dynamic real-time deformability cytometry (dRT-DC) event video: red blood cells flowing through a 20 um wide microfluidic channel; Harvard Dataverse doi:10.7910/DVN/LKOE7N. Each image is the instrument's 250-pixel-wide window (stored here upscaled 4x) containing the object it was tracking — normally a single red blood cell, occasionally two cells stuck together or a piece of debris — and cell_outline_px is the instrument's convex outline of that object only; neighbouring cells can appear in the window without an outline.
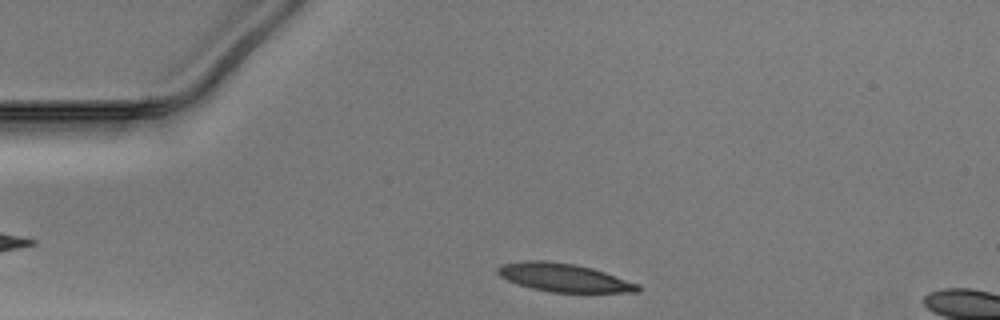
{"species": "Egyptian fruit bat (a non-hibernating species)", "species_latin": "Rousettus aegyptiacus", "temperature_condition": "warm", "stored_images_in_passage": 31, "camera_frame_rate_fps": 3000, "um_per_image_px": 0.085, "animal": {"sex": "male"}, "frame": {"image": 1, "passage_image": 2, "time_ms": 0.333, "image_size_px": [1000, 320], "cell_outline_px": [[640, 292], [552, 292], [532, 288], [508, 280], [500, 276], [496, 272], [496, 268], [504, 264], [528, 260], [548, 260], [576, 264], [592, 268], [640, 284]], "centroid_in_image_um": [47.95, 23.59], "position_along_channel_um": 37.1, "area_um2": 22.95}}
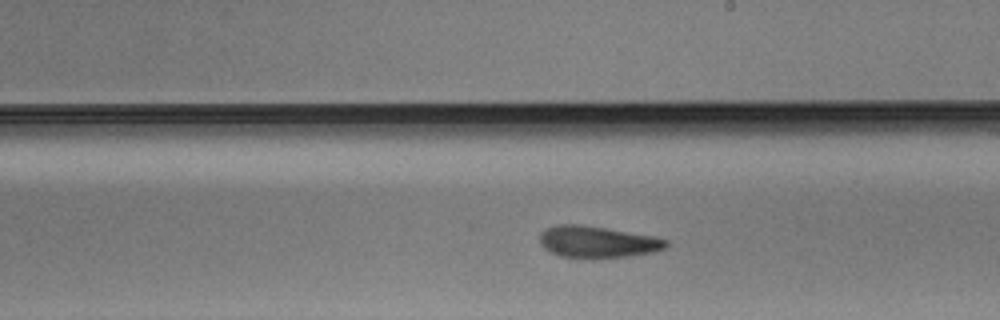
{"frame": {"image": 2, "passage_image": 20, "time_ms": 6.333, "image_size_px": [1000, 320], "cell_outline_px": [[668, 248], [652, 252], [632, 256], [560, 256], [544, 248], [540, 244], [540, 232], [544, 228], [556, 224], [580, 224], [652, 236], [668, 240]], "centroid_in_image_um": [50.77, 20.53], "position_along_channel_um": 238.2, "area_um2": 22.77}}
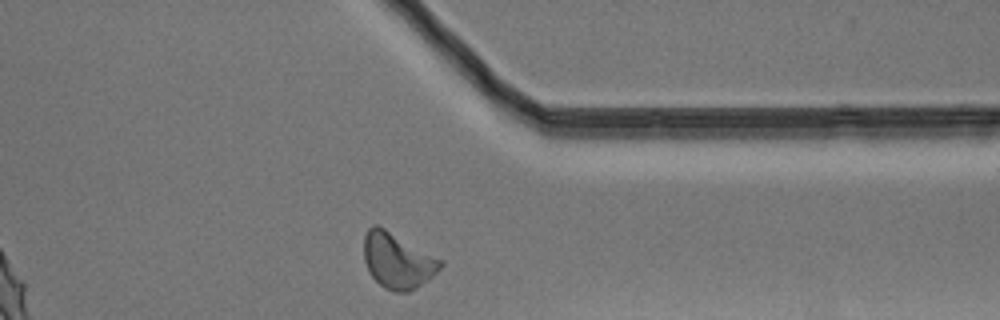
{"frame": {"image": 3, "passage_image": 31, "time_ms": 10.0, "image_size_px": [1000, 320], "cell_outline_px": [[444, 264], [428, 280], [416, 288], [408, 292], [392, 292], [384, 288], [372, 276], [364, 260], [364, 236], [368, 228], [372, 224], [376, 224], [384, 228], [444, 260]], "centroid_in_image_um": [33.8, 22.15], "position_along_channel_um": 377.6, "area_um2": 24.74}}